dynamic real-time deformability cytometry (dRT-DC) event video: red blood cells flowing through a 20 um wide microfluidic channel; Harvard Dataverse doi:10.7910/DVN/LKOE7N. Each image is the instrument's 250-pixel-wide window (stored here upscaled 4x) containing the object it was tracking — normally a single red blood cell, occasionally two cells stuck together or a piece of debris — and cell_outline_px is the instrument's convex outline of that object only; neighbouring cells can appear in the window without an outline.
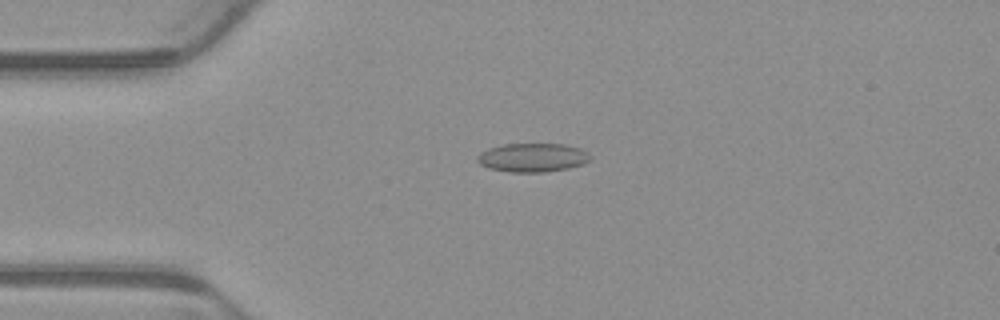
{"species": "common noctule bat (a hibernating species)", "species_latin": "Nyctalus noctula", "temperature_condition": "warm", "stored_images_in_passage": 6, "camera_frame_rate_fps": 3000, "um_per_image_px": 0.085, "animal": {"sex": "male", "body_mass_g": 23.1, "forearm_length_mm": 52.7}, "frame": {"image": 1, "passage_image": 4, "time_ms": 1.0, "image_size_px": [1000, 320], "cell_outline_px": [[592, 156], [584, 164], [568, 168], [544, 172], [508, 172], [488, 168], [480, 164], [476, 160], [476, 156], [480, 152], [488, 148], [504, 144], [564, 144], [580, 148], [588, 152]], "centroid_in_image_um": [45.25, 13.39], "position_along_channel_um": 39.8, "area_um2": 19.07}}
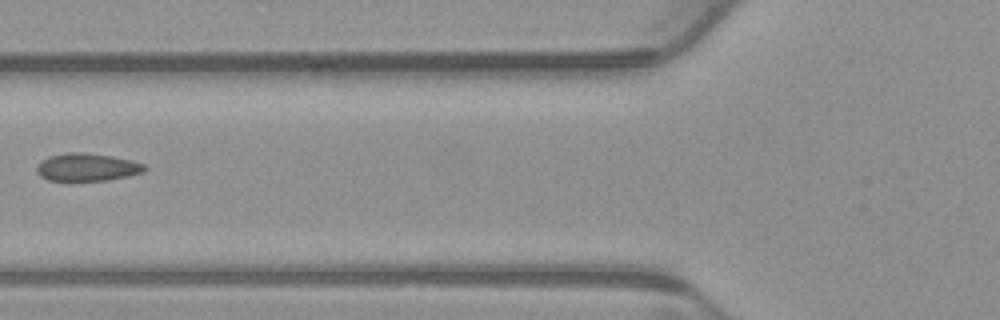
{"frame": {"image": 2, "passage_image": 6, "time_ms": 1.667, "image_size_px": [1000, 320], "cell_outline_px": [[148, 168], [144, 172], [128, 176], [108, 180], [48, 180], [40, 176], [36, 172], [36, 164], [48, 156], [68, 152], [80, 152], [112, 156], [132, 160], [144, 164]], "centroid_in_image_um": [7.4, 14.2], "position_along_channel_um": 118.4, "area_um2": 17.51}}